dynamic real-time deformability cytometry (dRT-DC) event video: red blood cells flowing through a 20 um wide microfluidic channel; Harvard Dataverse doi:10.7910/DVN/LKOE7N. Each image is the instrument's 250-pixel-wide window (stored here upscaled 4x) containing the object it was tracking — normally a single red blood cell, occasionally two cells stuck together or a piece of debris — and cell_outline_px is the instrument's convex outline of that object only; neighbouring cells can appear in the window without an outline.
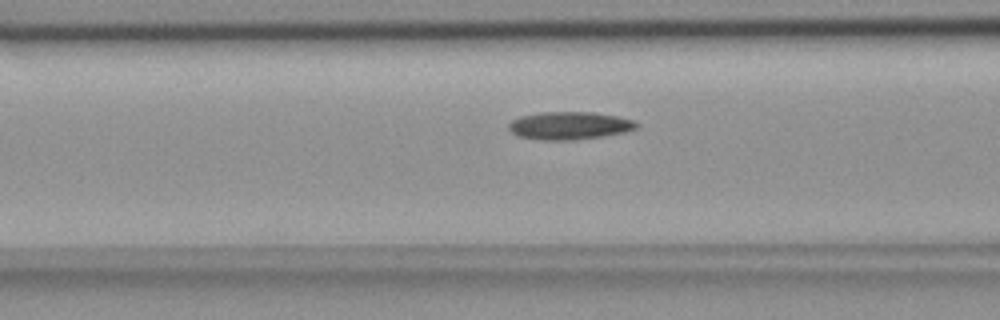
{"species": "common noctule bat (a hibernating species)", "species_latin": "Nyctalus noctula", "temperature_condition": "room temperature", "stored_images_in_passage": 54, "camera_frame_rate_fps": 3000, "um_per_image_px": 0.085, "animal": {"sex": "female", "body_mass_g": 18.4}, "frame": {"image": 1, "passage_image": 21, "time_ms": 6.667, "image_size_px": [1000, 320], "cell_outline_px": [[640, 124], [636, 128], [624, 132], [576, 140], [540, 140], [516, 136], [508, 128], [508, 124], [512, 120], [520, 116], [540, 112], [592, 112], [616, 116], [632, 120]], "centroid_in_image_um": [48.35, 10.68], "position_along_channel_um": 118.2, "area_um2": 20.69}}
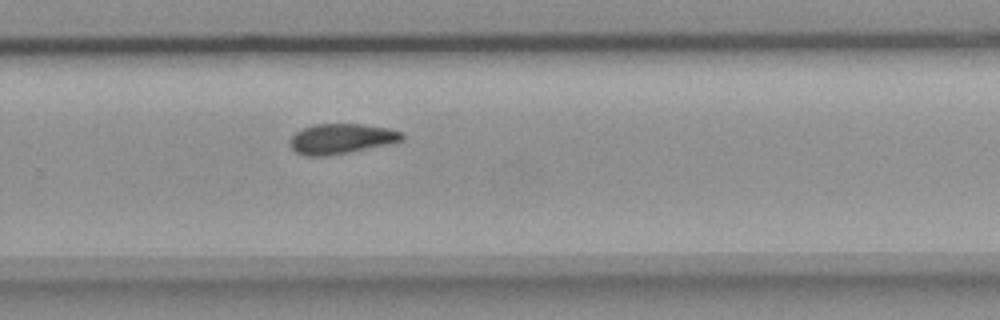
{"frame": {"image": 2, "passage_image": 36, "time_ms": 11.667, "image_size_px": [1000, 320], "cell_outline_px": [[404, 140], [388, 144], [328, 156], [304, 156], [296, 152], [292, 148], [292, 136], [300, 128], [312, 124], [360, 124], [388, 128], [400, 132], [404, 136]], "centroid_in_image_um": [28.99, 11.79], "position_along_channel_um": 300.8, "area_um2": 19.54}}
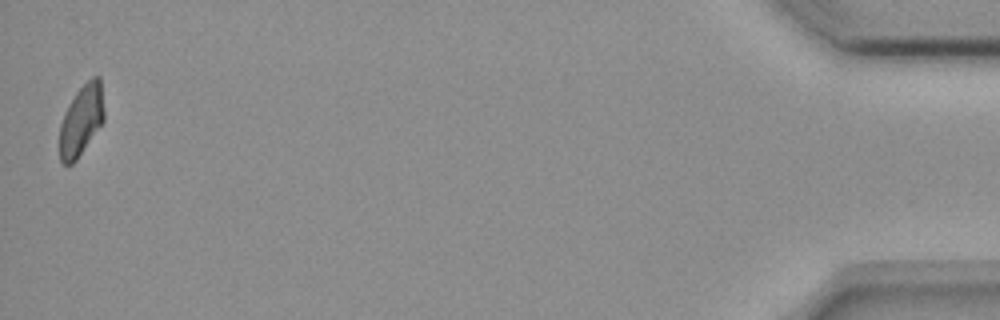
{"frame": {"image": 3, "passage_image": 54, "time_ms": 17.667, "image_size_px": [1000, 320], "cell_outline_px": [[104, 120], [76, 160], [72, 164], [64, 164], [60, 160], [60, 124], [64, 112], [68, 104], [76, 92], [92, 76], [100, 76], [104, 108]], "centroid_in_image_um": [6.91, 10.2], "position_along_channel_um": 428.3, "area_um2": 18.21}}